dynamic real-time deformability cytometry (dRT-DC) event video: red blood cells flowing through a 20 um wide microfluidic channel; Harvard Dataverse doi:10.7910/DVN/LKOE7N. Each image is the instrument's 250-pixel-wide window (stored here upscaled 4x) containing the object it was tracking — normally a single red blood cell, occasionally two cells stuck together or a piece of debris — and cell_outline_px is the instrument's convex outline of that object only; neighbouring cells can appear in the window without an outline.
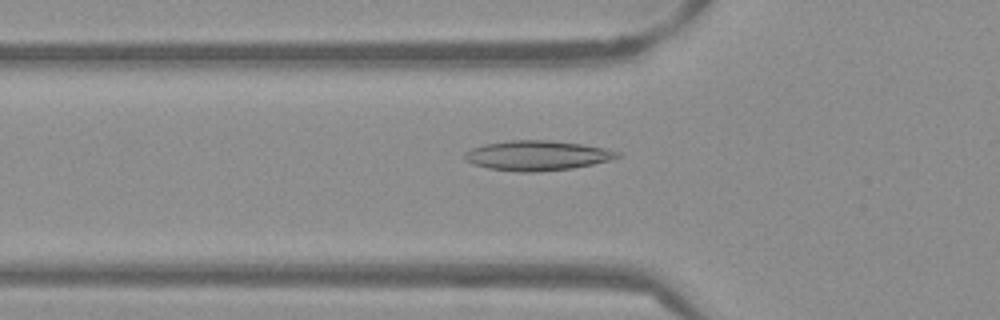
{"species": "Egyptian fruit bat (a non-hibernating species)", "species_latin": "Rousettus aegyptiacus", "temperature_condition": "warm", "stored_images_in_passage": 53, "camera_frame_rate_fps": 3000, "um_per_image_px": 0.085, "frame": {"image": 1, "passage_image": 18, "time_ms": 5.667, "image_size_px": [1000, 320], "cell_outline_px": [[624, 156], [592, 164], [572, 168], [536, 172], [524, 172], [488, 168], [472, 164], [464, 160], [464, 152], [472, 148], [484, 144], [512, 140], [548, 140], [580, 144], [604, 148], [620, 152]], "centroid_in_image_um": [45.64, 13.22], "position_along_channel_um": 80.2, "area_um2": 26.47}}
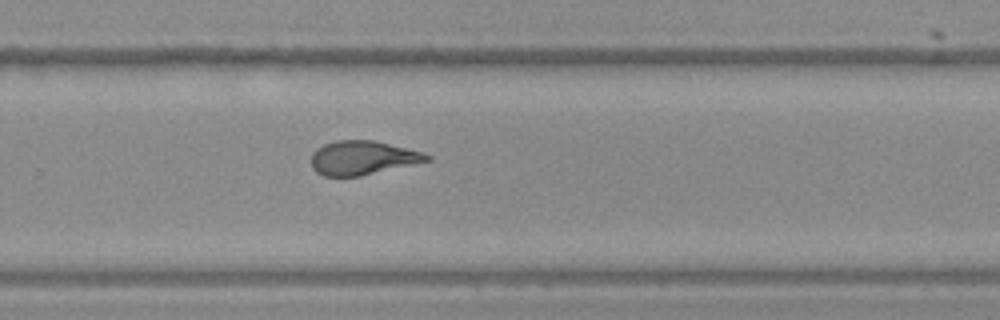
{"frame": {"image": 2, "passage_image": 35, "time_ms": 11.333, "image_size_px": [1000, 320], "cell_outline_px": [[432, 160], [360, 176], [324, 176], [316, 172], [312, 168], [312, 152], [316, 148], [324, 144], [336, 140], [372, 140], [408, 148], [432, 156]], "centroid_in_image_um": [30.81, 13.41], "position_along_channel_um": 299.0, "area_um2": 22.83}}
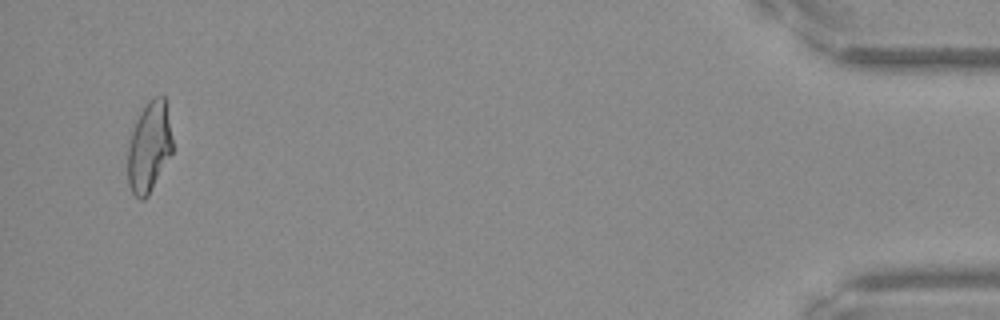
{"frame": {"image": 3, "passage_image": 51, "time_ms": 16.667, "image_size_px": [1000, 320], "cell_outline_px": [[172, 152], [148, 196], [144, 200], [140, 200], [132, 192], [128, 184], [128, 144], [136, 120], [140, 112], [148, 100], [152, 96], [164, 96], [172, 140]], "centroid_in_image_um": [12.66, 12.5], "position_along_channel_um": 422.5, "area_um2": 23.35}, "authors_computed_cell_mechanics": {"area_um2": 24.1026, "velocity_mm_per_s": 3.8479, "shape_relaxation_time_tau1_ms": null, "shape_relaxation_time_tau2_ms": 1.3694, "deformation_change_tau1": null, "deformation_change_tau2": 0.0911}}